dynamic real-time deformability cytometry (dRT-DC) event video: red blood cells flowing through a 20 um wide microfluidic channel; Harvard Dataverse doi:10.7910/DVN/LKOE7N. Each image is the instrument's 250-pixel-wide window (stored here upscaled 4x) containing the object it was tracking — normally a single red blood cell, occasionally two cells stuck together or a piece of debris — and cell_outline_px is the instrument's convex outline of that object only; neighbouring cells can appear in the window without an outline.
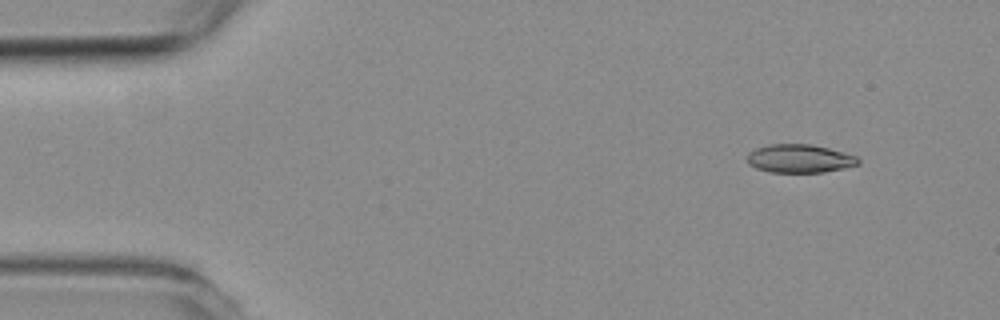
{"species": "common noctule bat (a hibernating species)", "species_latin": "Nyctalus noctula", "temperature_condition": "room temperature", "stored_images_in_passage": 4, "camera_frame_rate_fps": 3000, "um_per_image_px": 0.085, "animal": {"sex": "female", "body_mass_g": 19.3, "forearm_length_mm": 54.1}, "frame": {"image": 1, "passage_image": 2, "time_ms": 1.333, "image_size_px": [1000, 320], "cell_outline_px": [[860, 164], [844, 168], [824, 172], [772, 172], [756, 168], [748, 164], [748, 152], [756, 148], [768, 144], [812, 144], [844, 152], [856, 156], [860, 160]], "centroid_in_image_um": [67.98, 13.47], "position_along_channel_um": 17.0, "area_um2": 18.38}}
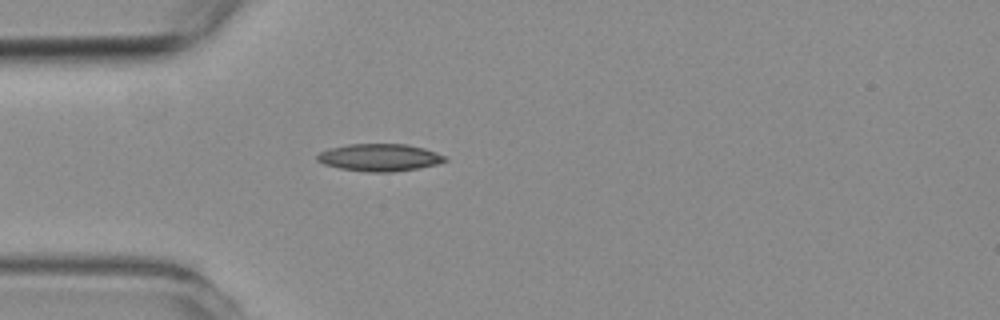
{"frame": {"image": 2, "passage_image": 4, "time_ms": 4.667, "image_size_px": [1000, 320], "cell_outline_px": [[448, 160], [436, 164], [420, 168], [392, 172], [368, 172], [340, 168], [324, 164], [316, 160], [316, 156], [320, 152], [328, 148], [348, 144], [408, 144], [424, 148], [448, 156]], "centroid_in_image_um": [32.28, 13.38], "position_along_channel_um": 52.7, "area_um2": 20.52}}